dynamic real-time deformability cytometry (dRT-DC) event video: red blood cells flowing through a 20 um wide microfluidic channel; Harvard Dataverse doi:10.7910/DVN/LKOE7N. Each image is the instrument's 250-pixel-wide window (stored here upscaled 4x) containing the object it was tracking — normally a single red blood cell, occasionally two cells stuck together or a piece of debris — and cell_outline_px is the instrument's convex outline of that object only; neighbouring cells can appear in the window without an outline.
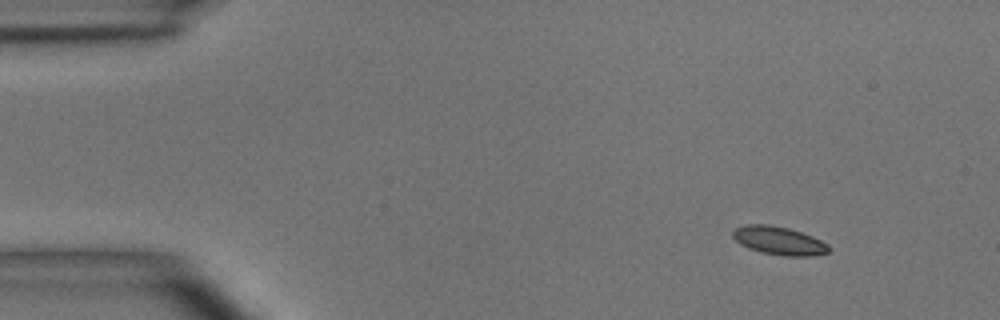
{"species": "common noctule bat (a hibernating species)", "species_latin": "Nyctalus noctula", "temperature_condition": "room temperature", "stored_images_in_passage": 5, "camera_frame_rate_fps": 3000, "um_per_image_px": 0.085, "animal": {"sex": "male", "body_mass_g": 15.6}, "frame": {"image": 1, "passage_image": 1, "time_ms": 0.0, "image_size_px": [1000, 320], "cell_outline_px": [[828, 252], [816, 256], [784, 256], [760, 252], [748, 248], [740, 244], [732, 236], [732, 232], [736, 228], [748, 224], [768, 224], [788, 228], [812, 236], [828, 244]], "centroid_in_image_um": [66.2, 20.46], "position_along_channel_um": 18.8, "area_um2": 15.78}}
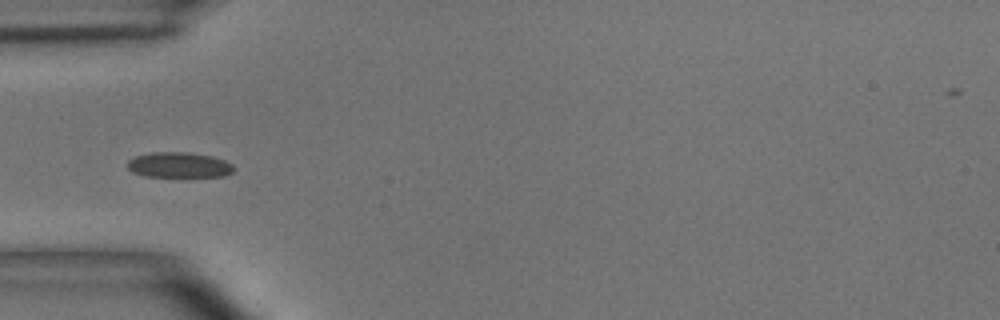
{"frame": {"image": 2, "passage_image": 4, "time_ms": 3.667, "image_size_px": [1000, 320], "cell_outline_px": [[236, 168], [232, 172], [224, 176], [144, 176], [132, 172], [128, 168], [128, 160], [136, 156], [152, 152], [188, 152], [212, 156], [224, 160], [232, 164]], "centroid_in_image_um": [15.23, 14.01], "position_along_channel_um": 69.8, "area_um2": 15.66}}
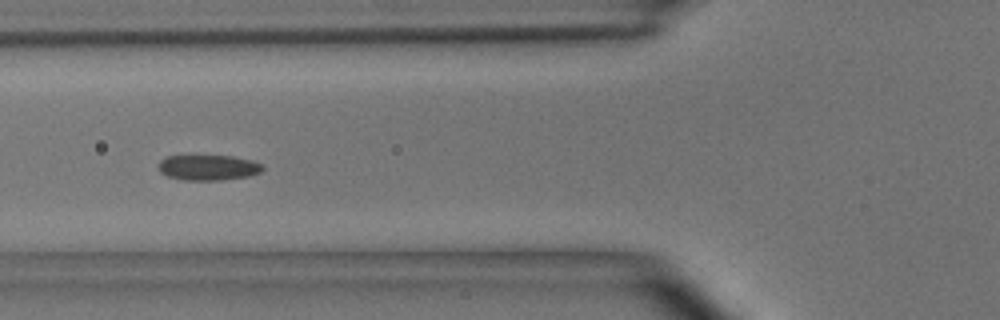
{"frame": {"image": 3, "passage_image": 5, "time_ms": 4.667, "image_size_px": [1000, 320], "cell_outline_px": [[264, 168], [260, 172], [248, 176], [220, 180], [180, 180], [168, 176], [160, 172], [160, 160], [164, 156], [232, 156], [252, 160], [260, 164]], "centroid_in_image_um": [17.69, 14.24], "position_along_channel_um": 108.1, "area_um2": 15.32}}